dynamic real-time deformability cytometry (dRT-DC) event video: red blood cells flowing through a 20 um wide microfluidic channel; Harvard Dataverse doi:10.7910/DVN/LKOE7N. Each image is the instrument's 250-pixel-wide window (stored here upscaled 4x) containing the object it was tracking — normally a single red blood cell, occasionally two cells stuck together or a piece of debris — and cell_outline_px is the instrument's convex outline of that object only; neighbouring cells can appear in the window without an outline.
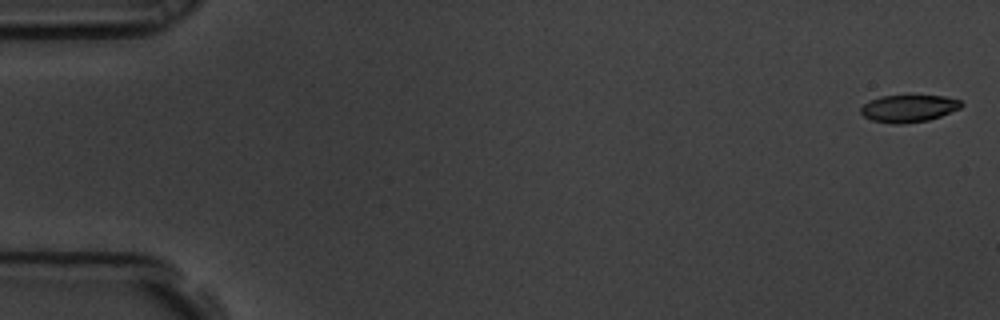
{"species": "common noctule bat (a hibernating species)", "species_latin": "Nyctalus noctula", "temperature_condition": "room temperature", "stored_images_in_passage": 7, "camera_frame_rate_fps": 3000, "um_per_image_px": 0.085, "animal": {"sex": "male", "body_mass_g": 19.5, "forearm_length_mm": 54.6}, "frame": {"image": 1, "passage_image": 1, "time_ms": 0.0, "image_size_px": [1000, 320], "cell_outline_px": [[964, 104], [960, 108], [940, 116], [928, 120], [904, 124], [892, 124], [872, 120], [864, 116], [860, 112], [860, 108], [868, 100], [880, 96], [944, 96], [960, 100]], "centroid_in_image_um": [77.21, 9.22], "position_along_channel_um": 7.8, "area_um2": 15.95}}
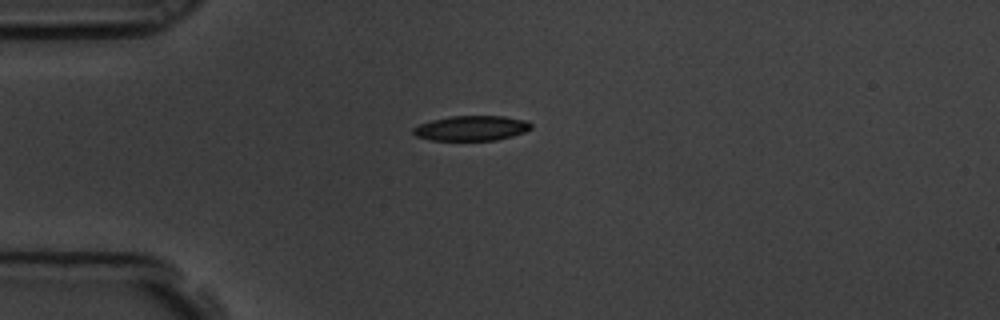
{"frame": {"image": 2, "passage_image": 5, "time_ms": 1.333, "image_size_px": [1000, 320], "cell_outline_px": [[532, 128], [524, 132], [512, 136], [496, 140], [432, 140], [416, 136], [412, 132], [412, 128], [420, 124], [432, 120], [452, 116], [504, 116], [524, 120], [532, 124]], "centroid_in_image_um": [40.07, 10.89], "position_along_channel_um": 44.9, "area_um2": 17.05}}
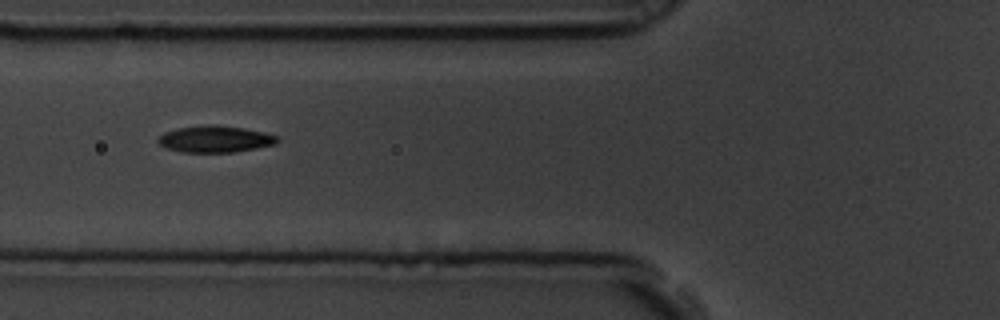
{"frame": {"image": 3, "passage_image": 7, "time_ms": 2.0, "image_size_px": [1000, 320], "cell_outline_px": [[280, 140], [276, 144], [236, 152], [180, 152], [164, 148], [156, 140], [164, 132], [176, 128], [244, 128], [264, 132], [276, 136]], "centroid_in_image_um": [18.28, 11.88], "position_along_channel_um": 107.5, "area_um2": 17.63}}